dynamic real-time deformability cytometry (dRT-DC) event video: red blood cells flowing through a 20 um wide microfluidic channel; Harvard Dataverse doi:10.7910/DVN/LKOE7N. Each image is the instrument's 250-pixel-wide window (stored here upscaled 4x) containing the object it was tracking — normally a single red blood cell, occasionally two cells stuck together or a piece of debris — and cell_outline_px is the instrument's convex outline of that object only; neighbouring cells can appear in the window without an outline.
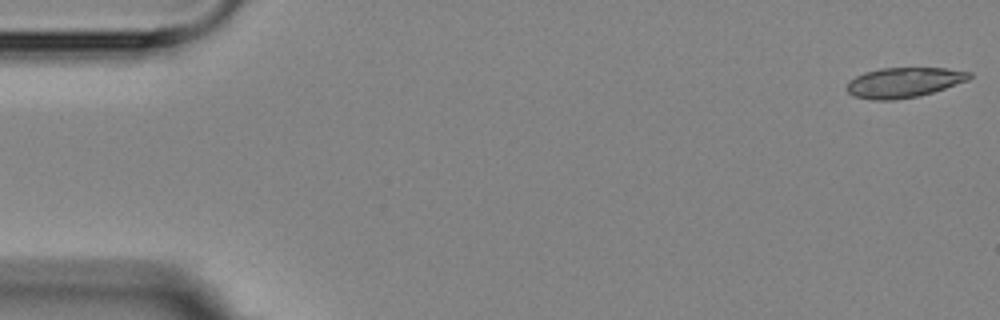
{"species": "Egyptian fruit bat (a non-hibernating species)", "species_latin": "Rousettus aegyptiacus", "temperature_condition": "room temperature", "stored_images_in_passage": 5, "camera_frame_rate_fps": 3000, "um_per_image_px": 0.085, "animal": {"sex": "female"}, "frame": {"image": 1, "passage_image": 1, "time_ms": 0.0, "image_size_px": [1000, 320], "cell_outline_px": [[972, 76], [968, 80], [920, 96], [896, 100], [872, 100], [852, 96], [844, 88], [848, 80], [864, 72], [880, 68], [948, 68], [972, 72]], "centroid_in_image_um": [76.78, 7.01], "position_along_channel_um": 8.2, "area_um2": 21.73}}
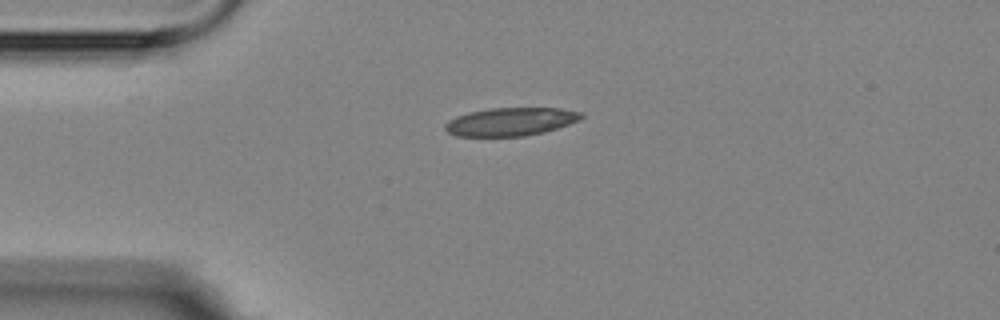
{"frame": {"image": 2, "passage_image": 4, "time_ms": 4.0, "image_size_px": [1000, 320], "cell_outline_px": [[584, 116], [580, 120], [544, 132], [524, 136], [456, 136], [448, 132], [444, 128], [444, 124], [448, 120], [456, 116], [468, 112], [488, 108], [560, 108], [584, 112]], "centroid_in_image_um": [43.4, 10.33], "position_along_channel_um": 41.6, "area_um2": 22.48}}